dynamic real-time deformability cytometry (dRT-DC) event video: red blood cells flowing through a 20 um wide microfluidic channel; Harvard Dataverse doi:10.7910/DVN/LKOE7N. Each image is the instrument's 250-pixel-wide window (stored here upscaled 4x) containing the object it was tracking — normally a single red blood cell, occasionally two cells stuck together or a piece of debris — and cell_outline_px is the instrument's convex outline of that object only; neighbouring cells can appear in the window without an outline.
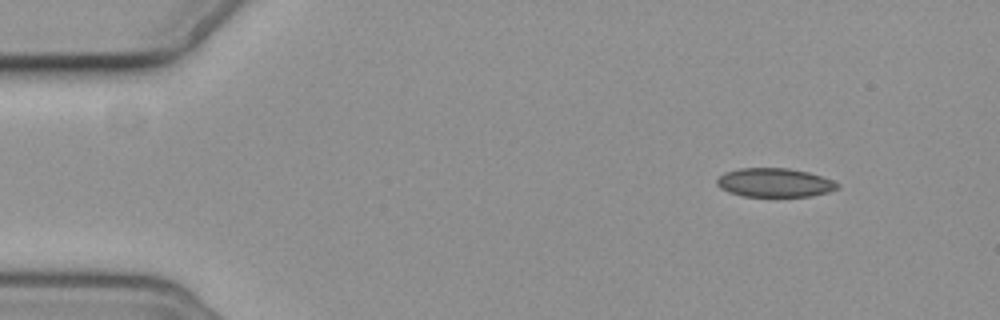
{"species": "common noctule bat (a hibernating species)", "species_latin": "Nyctalus noctula", "temperature_condition": "cold", "stored_images_in_passage": 3, "camera_frame_rate_fps": 3000, "um_per_image_px": 0.085, "animal": {"sex": "female", "body_mass_g": 19.3, "forearm_length_mm": 54.1}, "frame": {"image": 1, "passage_image": 1, "time_ms": 0.0, "image_size_px": [1000, 320], "cell_outline_px": [[840, 188], [828, 192], [812, 196], [744, 196], [728, 192], [720, 188], [716, 184], [716, 180], [724, 172], [740, 168], [788, 168], [808, 172], [832, 180], [840, 184]], "centroid_in_image_um": [65.84, 15.52], "position_along_channel_um": 19.2, "area_um2": 20.29}}